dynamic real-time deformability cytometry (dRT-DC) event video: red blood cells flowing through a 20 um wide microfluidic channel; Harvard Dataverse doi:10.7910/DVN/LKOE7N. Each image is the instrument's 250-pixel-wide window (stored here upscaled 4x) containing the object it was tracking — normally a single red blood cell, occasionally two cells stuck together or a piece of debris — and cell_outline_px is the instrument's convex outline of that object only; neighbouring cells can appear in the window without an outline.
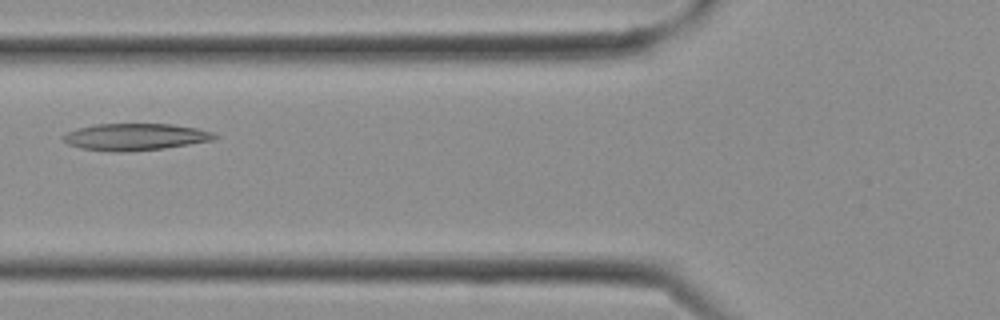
{"species": "Egyptian fruit bat (a non-hibernating species)", "species_latin": "Rousettus aegyptiacus", "temperature_condition": "cold", "stored_images_in_passage": 11, "camera_frame_rate_fps": 3000, "um_per_image_px": 0.085, "frame": {"image": 1, "passage_image": 10, "time_ms": 3.0, "image_size_px": [1000, 320], "cell_outline_px": [[220, 136], [216, 140], [164, 148], [128, 152], [116, 152], [80, 148], [68, 144], [60, 136], [64, 132], [96, 124], [172, 124], [196, 128], [212, 132]], "centroid_in_image_um": [11.5, 11.64], "position_along_channel_um": 114.3, "area_um2": 23.87}}